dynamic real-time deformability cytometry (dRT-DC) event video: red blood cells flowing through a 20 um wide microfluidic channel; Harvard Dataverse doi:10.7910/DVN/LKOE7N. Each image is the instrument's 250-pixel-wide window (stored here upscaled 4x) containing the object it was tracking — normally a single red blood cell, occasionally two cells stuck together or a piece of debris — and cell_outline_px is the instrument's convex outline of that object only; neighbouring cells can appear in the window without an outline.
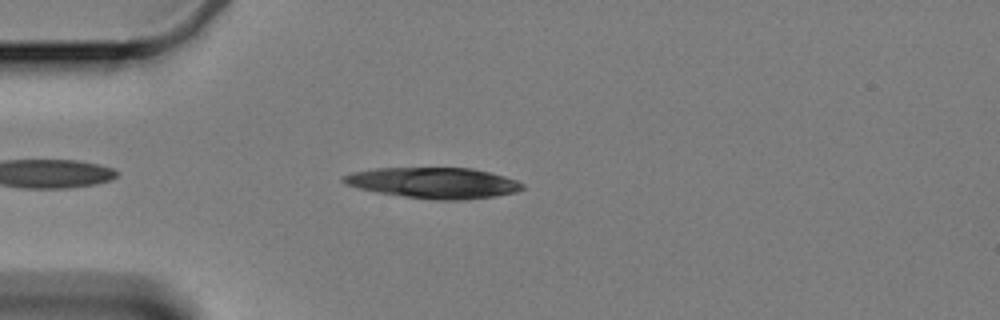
{"species": "Egyptian fruit bat (a non-hibernating species)", "species_latin": "Rousettus aegyptiacus", "temperature_condition": "cold", "stored_images_in_passage": 48, "camera_frame_rate_fps": 3000, "um_per_image_px": 0.085, "animal": {"sex": "female"}, "frame": {"image": 1, "passage_image": 4, "time_ms": 1.0, "image_size_px": [1000, 320], "cell_outline_px": [[524, 188], [516, 192], [496, 196], [464, 200], [436, 200], [404, 196], [380, 192], [360, 188], [344, 184], [340, 180], [344, 176], [352, 172], [376, 168], [472, 168], [504, 176], [516, 180], [524, 184]], "centroid_in_image_um": [36.88, 15.54], "position_along_channel_um": 48.1, "area_um2": 31.96}}
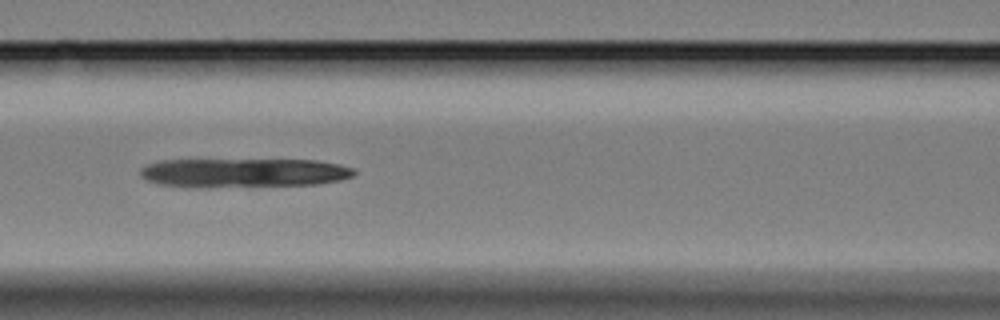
{"frame": {"image": 2, "passage_image": 14, "time_ms": 4.333, "image_size_px": [1000, 320], "cell_outline_px": [[356, 172], [352, 176], [340, 180], [316, 184], [204, 188], [200, 188], [160, 184], [148, 180], [140, 176], [140, 168], [148, 164], [160, 160], [316, 160], [340, 164], [356, 168]], "centroid_in_image_um": [20.72, 14.69], "position_along_channel_um": 145.9, "area_um2": 36.53}}
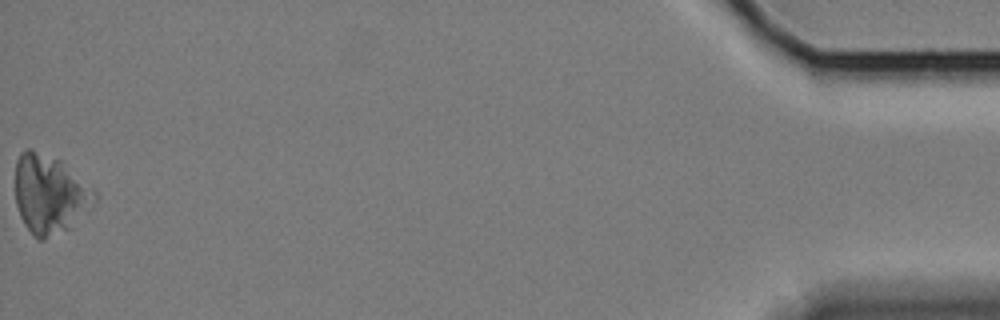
{"frame": {"image": 3, "passage_image": 48, "time_ms": 15.667, "image_size_px": [1000, 320], "cell_outline_px": [[96, 200], [88, 212], [72, 228], [44, 240], [40, 240], [32, 236], [24, 224], [20, 216], [16, 204], [16, 160], [20, 152], [24, 148], [32, 148], [60, 160], [96, 192]], "centroid_in_image_um": [4.22, 16.54], "position_along_channel_um": 431.0, "area_um2": 36.76}}